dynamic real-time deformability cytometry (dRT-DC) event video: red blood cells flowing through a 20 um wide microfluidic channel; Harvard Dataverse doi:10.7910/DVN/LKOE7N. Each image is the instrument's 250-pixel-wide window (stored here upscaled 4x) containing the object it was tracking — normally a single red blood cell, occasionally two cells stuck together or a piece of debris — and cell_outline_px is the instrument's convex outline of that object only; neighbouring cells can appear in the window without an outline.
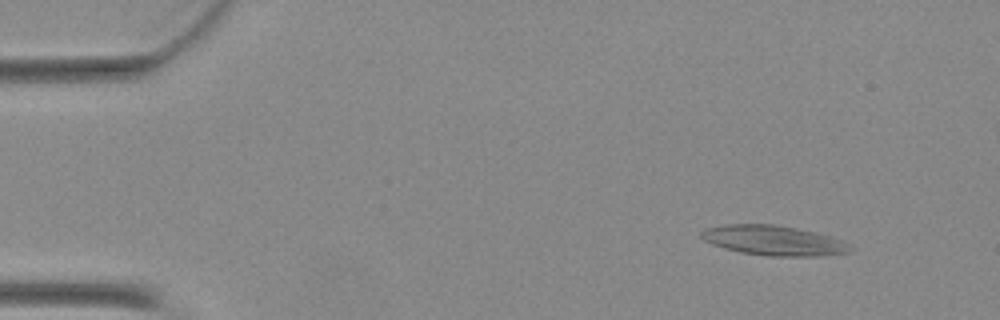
{"species": "Egyptian fruit bat (a non-hibernating species)", "species_latin": "Rousettus aegyptiacus", "temperature_condition": "warm", "stored_images_in_passage": 50, "segment_of_instrument_passage": [1, 2], "camera_frame_rate_fps": 3000, "um_per_image_px": 0.085, "animal": {"sex": "female"}, "frame": {"image": 1, "passage_image": 5, "time_ms": 1.333, "image_size_px": [1000, 320], "cell_outline_px": [[848, 252], [820, 256], [768, 256], [740, 252], [724, 248], [712, 244], [704, 240], [700, 236], [700, 232], [704, 228], [724, 224], [776, 224], [816, 232], [832, 236], [848, 244]], "centroid_in_image_um": [65.69, 20.43], "position_along_channel_um": 19.3, "area_um2": 25.89}}
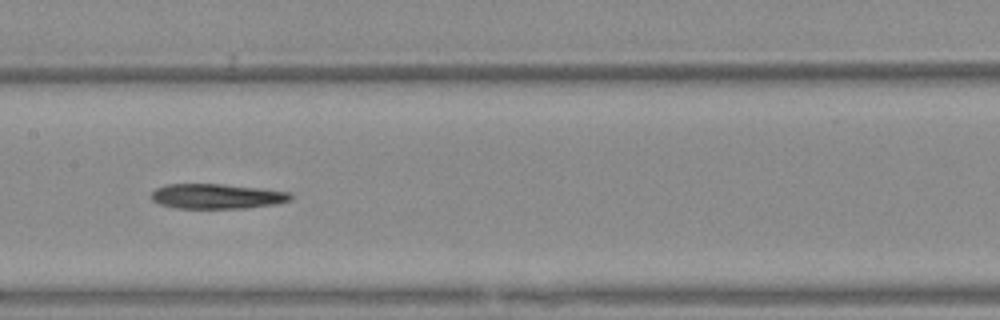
{"frame": {"image": 2, "passage_image": 24, "time_ms": 7.667, "image_size_px": [1000, 320], "cell_outline_px": [[292, 200], [276, 204], [244, 208], [176, 208], [160, 204], [152, 200], [152, 192], [156, 188], [164, 184], [224, 184], [264, 188], [292, 192]], "centroid_in_image_um": [18.48, 16.67], "position_along_channel_um": 188.9, "area_um2": 20.46}}
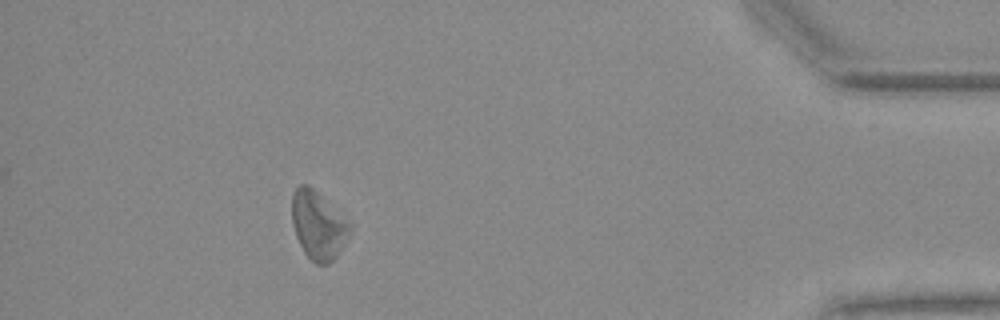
{"frame": {"image": 3, "passage_image": 44, "time_ms": 14.333, "image_size_px": [1000, 320], "cell_outline_px": [[352, 232], [348, 240], [336, 256], [328, 264], [316, 264], [304, 252], [296, 236], [292, 224], [292, 192], [300, 184], [308, 184], [352, 224]], "centroid_in_image_um": [27.06, 19.15], "position_along_channel_um": 408.1, "area_um2": 23.0}}